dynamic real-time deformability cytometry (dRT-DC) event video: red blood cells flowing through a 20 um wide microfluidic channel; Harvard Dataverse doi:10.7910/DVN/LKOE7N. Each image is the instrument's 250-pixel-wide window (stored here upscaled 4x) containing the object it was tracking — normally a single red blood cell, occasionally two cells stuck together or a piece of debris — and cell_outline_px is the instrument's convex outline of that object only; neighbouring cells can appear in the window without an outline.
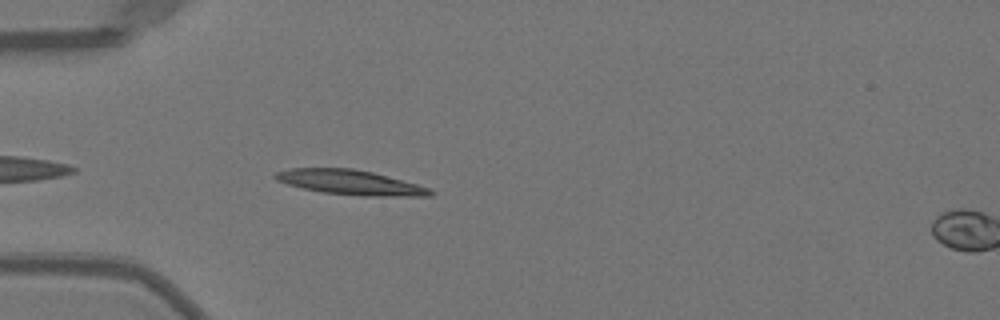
{"species": "Egyptian fruit bat (a non-hibernating species)", "species_latin": "Rousettus aegyptiacus", "temperature_condition": "warm", "stored_images_in_passage": 4, "camera_frame_rate_fps": 3000, "um_per_image_px": 0.085, "animal": {"sex": "female"}, "frame": {"image": 1, "passage_image": 3, "time_ms": 0.667, "image_size_px": [1000, 320], "cell_outline_px": [[436, 192], [432, 196], [360, 196], [324, 192], [304, 188], [288, 184], [276, 180], [272, 176], [276, 172], [292, 168], [352, 168], [372, 172], [432, 188]], "centroid_in_image_um": [29.82, 15.51], "position_along_channel_um": 55.2, "area_um2": 22.31}}